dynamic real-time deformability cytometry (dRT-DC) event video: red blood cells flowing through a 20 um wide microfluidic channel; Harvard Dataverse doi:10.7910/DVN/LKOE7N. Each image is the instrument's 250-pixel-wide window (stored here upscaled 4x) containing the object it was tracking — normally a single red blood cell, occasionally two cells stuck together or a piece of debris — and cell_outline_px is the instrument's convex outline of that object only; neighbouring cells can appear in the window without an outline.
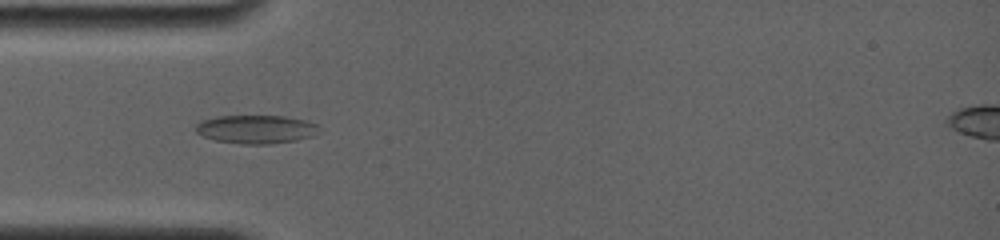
{"species": "common noctule bat (a hibernating species)", "species_latin": "Nyctalus noctula", "temperature_condition": "room temperature", "stored_images_in_passage": 9, "camera_frame_rate_fps": 4000, "um_per_image_px": 0.085, "animal": {"sex": "female", "body_mass_g": 19.0, "forearm_length_mm": 56.7}, "frame": {"image": 1, "passage_image": 8, "time_ms": 4.25, "image_size_px": [1000, 240], "cell_outline_px": [[316, 124], [312, 136], [292, 140], [268, 144], [244, 144], [216, 140], [204, 136], [196, 132], [196, 124], [200, 120], [216, 116], [284, 116], [304, 120]], "centroid_in_image_um": [21.66, 10.97], "position_along_channel_um": 63.3, "area_um2": 19.94}}